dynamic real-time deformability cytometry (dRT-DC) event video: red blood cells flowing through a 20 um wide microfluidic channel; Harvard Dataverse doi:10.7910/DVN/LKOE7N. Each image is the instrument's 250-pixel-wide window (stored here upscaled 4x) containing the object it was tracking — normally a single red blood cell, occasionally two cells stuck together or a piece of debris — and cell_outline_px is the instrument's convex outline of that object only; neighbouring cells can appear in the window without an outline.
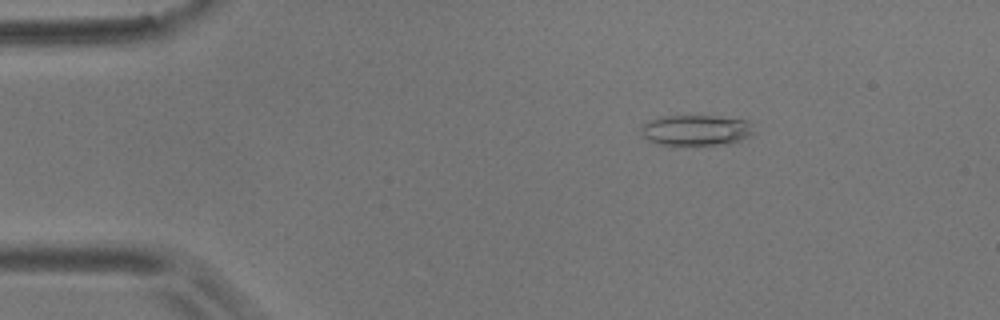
{"species": "common noctule bat (a hibernating species)", "species_latin": "Nyctalus noctula", "temperature_condition": "room temperature", "stored_images_in_passage": 4, "camera_frame_rate_fps": 3000, "um_per_image_px": 0.085, "animal": {"sex": "male", "body_mass_g": 17.9}, "frame": {"image": 1, "passage_image": 2, "time_ms": 0.333, "image_size_px": [1000, 320], "cell_outline_px": [[756, 132], [732, 144], [676, 148], [656, 144], [648, 140], [644, 136], [640, 128], [640, 124], [648, 120], [660, 116], [716, 116], [748, 120]], "centroid_in_image_um": [59.12, 11.12], "position_along_channel_um": 25.9, "area_um2": 21.33}}